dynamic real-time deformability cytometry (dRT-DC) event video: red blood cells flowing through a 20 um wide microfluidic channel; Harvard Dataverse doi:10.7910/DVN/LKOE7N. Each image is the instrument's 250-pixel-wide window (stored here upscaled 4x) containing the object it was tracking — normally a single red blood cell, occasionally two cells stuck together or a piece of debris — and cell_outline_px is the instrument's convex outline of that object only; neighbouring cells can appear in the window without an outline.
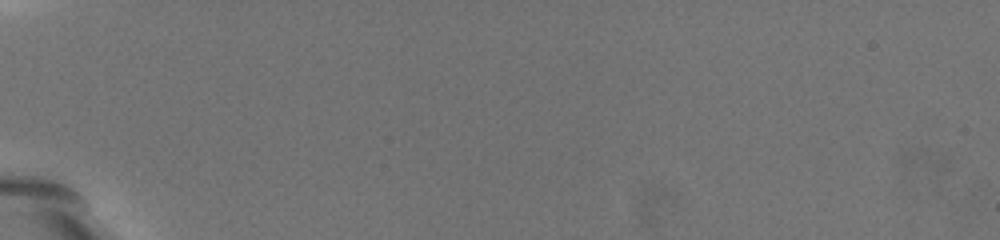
{"species": "common noctule bat (a hibernating species)", "species_latin": "Nyctalus noctula", "temperature_condition": "warm", "stored_images_in_passage": 2, "camera_frame_rate_fps": 3000, "um_per_image_px": 0.085, "animal": {"sex": "female", "body_mass_g": 19.5, "forearm_length_mm": 54.1}, "frame": {"image": 1, "passage_image": 1, "time_ms": 0.0, "image_size_px": [1000, 240], "cell_outline_px": [[216, 176], [208, 184], [200, 184], [140, 128], [116, 96], [116, 88], [124, 84], [156, 108], [188, 136], [200, 148]], "centroid_in_image_um": [14.17, 11.5], "position_along_channel_um": 70.8, "area_um2": 21.68}}